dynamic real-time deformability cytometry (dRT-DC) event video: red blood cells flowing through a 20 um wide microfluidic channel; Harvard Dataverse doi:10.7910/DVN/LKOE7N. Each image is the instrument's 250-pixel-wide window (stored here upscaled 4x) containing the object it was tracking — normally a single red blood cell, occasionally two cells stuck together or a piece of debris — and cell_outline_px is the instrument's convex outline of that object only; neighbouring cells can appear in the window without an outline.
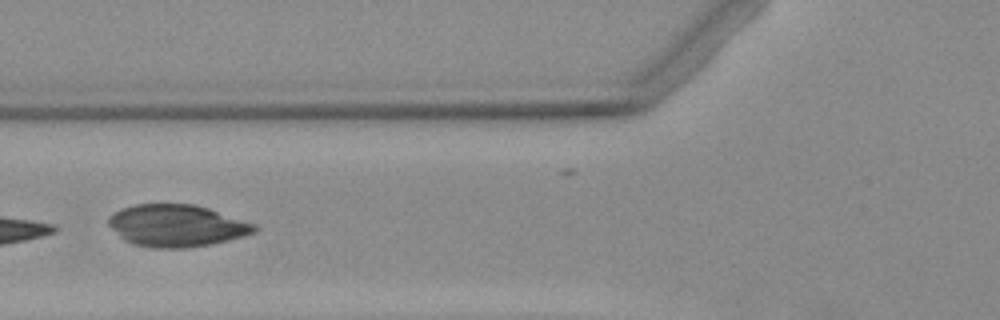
{"species": "Egyptian fruit bat (a non-hibernating species)", "species_latin": "Rousettus aegyptiacus", "temperature_condition": "warm", "stored_images_in_passage": 5, "camera_frame_rate_fps": 3000, "um_per_image_px": 0.085, "animal": {"sex": "female"}, "frame": {"image": 1, "passage_image": 5, "time_ms": 4.667, "image_size_px": [1000, 320], "cell_outline_px": [[256, 232], [244, 236], [212, 244], [184, 248], [152, 248], [132, 244], [124, 240], [108, 224], [108, 216], [120, 208], [132, 204], [196, 204], [256, 224]], "centroid_in_image_um": [14.99, 19.18], "position_along_channel_um": 110.8, "area_um2": 35.89}}